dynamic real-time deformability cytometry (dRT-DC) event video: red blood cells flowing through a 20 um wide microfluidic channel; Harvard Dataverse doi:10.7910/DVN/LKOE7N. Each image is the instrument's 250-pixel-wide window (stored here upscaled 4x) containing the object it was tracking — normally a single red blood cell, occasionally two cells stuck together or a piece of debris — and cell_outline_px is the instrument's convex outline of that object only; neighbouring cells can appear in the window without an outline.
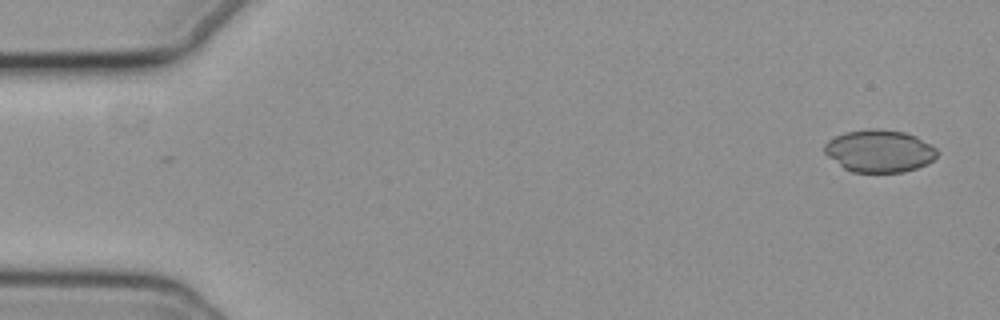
{"species": "common noctule bat (a hibernating species)", "species_latin": "Nyctalus noctula", "temperature_condition": "cold", "stored_images_in_passage": 6, "camera_frame_rate_fps": 3000, "um_per_image_px": 0.085, "animal": {"sex": "female", "body_mass_g": 19.3, "forearm_length_mm": 54.1}, "frame": {"image": 1, "passage_image": 1, "time_ms": 0.0, "image_size_px": [1000, 320], "cell_outline_px": [[936, 156], [928, 164], [904, 172], [852, 172], [844, 168], [828, 156], [824, 152], [824, 144], [828, 140], [844, 132], [872, 128], [880, 128], [904, 132], [916, 136], [936, 148]], "centroid_in_image_um": [74.73, 12.83], "position_along_channel_um": 10.3, "area_um2": 27.8}}